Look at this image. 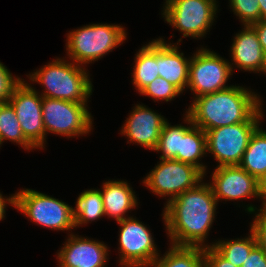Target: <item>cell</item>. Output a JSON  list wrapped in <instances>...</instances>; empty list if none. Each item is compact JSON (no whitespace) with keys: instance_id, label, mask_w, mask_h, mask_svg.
Returning <instances> with one entry per match:
<instances>
[{"instance_id":"obj_21","label":"cell","mask_w":266,"mask_h":267,"mask_svg":"<svg viewBox=\"0 0 266 267\" xmlns=\"http://www.w3.org/2000/svg\"><path fill=\"white\" fill-rule=\"evenodd\" d=\"M168 249L150 267H206L203 247L170 244Z\"/></svg>"},{"instance_id":"obj_27","label":"cell","mask_w":266,"mask_h":267,"mask_svg":"<svg viewBox=\"0 0 266 267\" xmlns=\"http://www.w3.org/2000/svg\"><path fill=\"white\" fill-rule=\"evenodd\" d=\"M140 95L148 96L158 101H172L174 98L182 94V92L173 84L169 83L162 77H157L147 86H145L140 92Z\"/></svg>"},{"instance_id":"obj_14","label":"cell","mask_w":266,"mask_h":267,"mask_svg":"<svg viewBox=\"0 0 266 267\" xmlns=\"http://www.w3.org/2000/svg\"><path fill=\"white\" fill-rule=\"evenodd\" d=\"M56 253L58 267H106L109 259V248L103 241L72 232Z\"/></svg>"},{"instance_id":"obj_36","label":"cell","mask_w":266,"mask_h":267,"mask_svg":"<svg viewBox=\"0 0 266 267\" xmlns=\"http://www.w3.org/2000/svg\"><path fill=\"white\" fill-rule=\"evenodd\" d=\"M260 7V20H266V0H258Z\"/></svg>"},{"instance_id":"obj_30","label":"cell","mask_w":266,"mask_h":267,"mask_svg":"<svg viewBox=\"0 0 266 267\" xmlns=\"http://www.w3.org/2000/svg\"><path fill=\"white\" fill-rule=\"evenodd\" d=\"M23 80L18 76H13L10 70L0 62V103L9 102L15 89Z\"/></svg>"},{"instance_id":"obj_32","label":"cell","mask_w":266,"mask_h":267,"mask_svg":"<svg viewBox=\"0 0 266 267\" xmlns=\"http://www.w3.org/2000/svg\"><path fill=\"white\" fill-rule=\"evenodd\" d=\"M241 267H266V251L257 244Z\"/></svg>"},{"instance_id":"obj_34","label":"cell","mask_w":266,"mask_h":267,"mask_svg":"<svg viewBox=\"0 0 266 267\" xmlns=\"http://www.w3.org/2000/svg\"><path fill=\"white\" fill-rule=\"evenodd\" d=\"M7 204L8 206L11 205V207H15V194L5 197L0 192V221L5 218Z\"/></svg>"},{"instance_id":"obj_25","label":"cell","mask_w":266,"mask_h":267,"mask_svg":"<svg viewBox=\"0 0 266 267\" xmlns=\"http://www.w3.org/2000/svg\"><path fill=\"white\" fill-rule=\"evenodd\" d=\"M247 237L235 238L225 241L216 240L209 243L208 246H213L225 259L237 267H241L251 250L257 245L256 237L250 229Z\"/></svg>"},{"instance_id":"obj_37","label":"cell","mask_w":266,"mask_h":267,"mask_svg":"<svg viewBox=\"0 0 266 267\" xmlns=\"http://www.w3.org/2000/svg\"><path fill=\"white\" fill-rule=\"evenodd\" d=\"M264 74V75H266V53H265V57H264V66H263V70H262V72H261V74Z\"/></svg>"},{"instance_id":"obj_8","label":"cell","mask_w":266,"mask_h":267,"mask_svg":"<svg viewBox=\"0 0 266 267\" xmlns=\"http://www.w3.org/2000/svg\"><path fill=\"white\" fill-rule=\"evenodd\" d=\"M87 104L42 97L45 134L75 138L91 133L93 116L88 111Z\"/></svg>"},{"instance_id":"obj_28","label":"cell","mask_w":266,"mask_h":267,"mask_svg":"<svg viewBox=\"0 0 266 267\" xmlns=\"http://www.w3.org/2000/svg\"><path fill=\"white\" fill-rule=\"evenodd\" d=\"M230 9L234 12L241 25H253L260 21V7L258 0H229Z\"/></svg>"},{"instance_id":"obj_11","label":"cell","mask_w":266,"mask_h":267,"mask_svg":"<svg viewBox=\"0 0 266 267\" xmlns=\"http://www.w3.org/2000/svg\"><path fill=\"white\" fill-rule=\"evenodd\" d=\"M118 263L122 267H150L160 255L149 227L133 216L117 222Z\"/></svg>"},{"instance_id":"obj_23","label":"cell","mask_w":266,"mask_h":267,"mask_svg":"<svg viewBox=\"0 0 266 267\" xmlns=\"http://www.w3.org/2000/svg\"><path fill=\"white\" fill-rule=\"evenodd\" d=\"M74 207L75 228L105 216L100 189H87L79 194ZM80 226V227H79Z\"/></svg>"},{"instance_id":"obj_31","label":"cell","mask_w":266,"mask_h":267,"mask_svg":"<svg viewBox=\"0 0 266 267\" xmlns=\"http://www.w3.org/2000/svg\"><path fill=\"white\" fill-rule=\"evenodd\" d=\"M206 267H237L225 259L213 246L204 247Z\"/></svg>"},{"instance_id":"obj_6","label":"cell","mask_w":266,"mask_h":267,"mask_svg":"<svg viewBox=\"0 0 266 267\" xmlns=\"http://www.w3.org/2000/svg\"><path fill=\"white\" fill-rule=\"evenodd\" d=\"M262 107L246 122L206 131L207 153L219 166L239 165L254 131L261 126L265 114Z\"/></svg>"},{"instance_id":"obj_19","label":"cell","mask_w":266,"mask_h":267,"mask_svg":"<svg viewBox=\"0 0 266 267\" xmlns=\"http://www.w3.org/2000/svg\"><path fill=\"white\" fill-rule=\"evenodd\" d=\"M132 84L138 93L154 79L159 77L157 64V39L143 45L134 58Z\"/></svg>"},{"instance_id":"obj_35","label":"cell","mask_w":266,"mask_h":267,"mask_svg":"<svg viewBox=\"0 0 266 267\" xmlns=\"http://www.w3.org/2000/svg\"><path fill=\"white\" fill-rule=\"evenodd\" d=\"M259 197L262 201L261 207H266V174L259 181Z\"/></svg>"},{"instance_id":"obj_24","label":"cell","mask_w":266,"mask_h":267,"mask_svg":"<svg viewBox=\"0 0 266 267\" xmlns=\"http://www.w3.org/2000/svg\"><path fill=\"white\" fill-rule=\"evenodd\" d=\"M182 124L171 125L166 121L160 132L158 145L154 151L162 153L159 157L161 160L174 159L180 153L181 138L194 126L190 117L185 114ZM189 125V126H188Z\"/></svg>"},{"instance_id":"obj_10","label":"cell","mask_w":266,"mask_h":267,"mask_svg":"<svg viewBox=\"0 0 266 267\" xmlns=\"http://www.w3.org/2000/svg\"><path fill=\"white\" fill-rule=\"evenodd\" d=\"M206 47L201 46L190 59L187 89L195 94L193 98L230 87L226 86L233 75L230 62Z\"/></svg>"},{"instance_id":"obj_20","label":"cell","mask_w":266,"mask_h":267,"mask_svg":"<svg viewBox=\"0 0 266 267\" xmlns=\"http://www.w3.org/2000/svg\"><path fill=\"white\" fill-rule=\"evenodd\" d=\"M206 154V132L197 126H193L181 138L180 153L174 160L193 165L206 176L207 166L200 162Z\"/></svg>"},{"instance_id":"obj_1","label":"cell","mask_w":266,"mask_h":267,"mask_svg":"<svg viewBox=\"0 0 266 267\" xmlns=\"http://www.w3.org/2000/svg\"><path fill=\"white\" fill-rule=\"evenodd\" d=\"M217 205L211 185L203 181L165 204L162 220L170 244L207 247Z\"/></svg>"},{"instance_id":"obj_5","label":"cell","mask_w":266,"mask_h":267,"mask_svg":"<svg viewBox=\"0 0 266 267\" xmlns=\"http://www.w3.org/2000/svg\"><path fill=\"white\" fill-rule=\"evenodd\" d=\"M14 208L31 222L54 231H72L75 228L74 207L40 191L18 190Z\"/></svg>"},{"instance_id":"obj_26","label":"cell","mask_w":266,"mask_h":267,"mask_svg":"<svg viewBox=\"0 0 266 267\" xmlns=\"http://www.w3.org/2000/svg\"><path fill=\"white\" fill-rule=\"evenodd\" d=\"M11 141L24 150L36 148L24 137L15 110L10 102L0 103V142Z\"/></svg>"},{"instance_id":"obj_15","label":"cell","mask_w":266,"mask_h":267,"mask_svg":"<svg viewBox=\"0 0 266 267\" xmlns=\"http://www.w3.org/2000/svg\"><path fill=\"white\" fill-rule=\"evenodd\" d=\"M167 119L144 104H136L122 125L121 135L127 143L139 144L154 151L158 145L160 132Z\"/></svg>"},{"instance_id":"obj_9","label":"cell","mask_w":266,"mask_h":267,"mask_svg":"<svg viewBox=\"0 0 266 267\" xmlns=\"http://www.w3.org/2000/svg\"><path fill=\"white\" fill-rule=\"evenodd\" d=\"M205 175L193 165L174 159L161 160L143 179V184L159 197H167L166 204L183 192L195 188Z\"/></svg>"},{"instance_id":"obj_16","label":"cell","mask_w":266,"mask_h":267,"mask_svg":"<svg viewBox=\"0 0 266 267\" xmlns=\"http://www.w3.org/2000/svg\"><path fill=\"white\" fill-rule=\"evenodd\" d=\"M233 37L230 47L231 68L237 67L241 71L260 73L264 66L265 54L259 42L255 29L250 25H244ZM233 62V63H232Z\"/></svg>"},{"instance_id":"obj_12","label":"cell","mask_w":266,"mask_h":267,"mask_svg":"<svg viewBox=\"0 0 266 267\" xmlns=\"http://www.w3.org/2000/svg\"><path fill=\"white\" fill-rule=\"evenodd\" d=\"M39 93L31 83L23 80L9 102L15 110L24 137L36 149H43L47 136L42 118V96Z\"/></svg>"},{"instance_id":"obj_29","label":"cell","mask_w":266,"mask_h":267,"mask_svg":"<svg viewBox=\"0 0 266 267\" xmlns=\"http://www.w3.org/2000/svg\"><path fill=\"white\" fill-rule=\"evenodd\" d=\"M245 208L247 213H255L253 222L250 224V229L256 237L257 244L266 251V207H260V209H258L252 204H248Z\"/></svg>"},{"instance_id":"obj_2","label":"cell","mask_w":266,"mask_h":267,"mask_svg":"<svg viewBox=\"0 0 266 267\" xmlns=\"http://www.w3.org/2000/svg\"><path fill=\"white\" fill-rule=\"evenodd\" d=\"M259 94L243 86L230 87L194 98L186 110L194 126L204 132L248 121L261 107Z\"/></svg>"},{"instance_id":"obj_7","label":"cell","mask_w":266,"mask_h":267,"mask_svg":"<svg viewBox=\"0 0 266 267\" xmlns=\"http://www.w3.org/2000/svg\"><path fill=\"white\" fill-rule=\"evenodd\" d=\"M161 15L182 37L203 38L210 32L218 11L216 0H164Z\"/></svg>"},{"instance_id":"obj_13","label":"cell","mask_w":266,"mask_h":267,"mask_svg":"<svg viewBox=\"0 0 266 267\" xmlns=\"http://www.w3.org/2000/svg\"><path fill=\"white\" fill-rule=\"evenodd\" d=\"M209 182L214 196L224 201H239L259 197V181L239 165L219 166L215 168Z\"/></svg>"},{"instance_id":"obj_22","label":"cell","mask_w":266,"mask_h":267,"mask_svg":"<svg viewBox=\"0 0 266 267\" xmlns=\"http://www.w3.org/2000/svg\"><path fill=\"white\" fill-rule=\"evenodd\" d=\"M239 166L258 181L266 174V130L262 127L254 131Z\"/></svg>"},{"instance_id":"obj_4","label":"cell","mask_w":266,"mask_h":267,"mask_svg":"<svg viewBox=\"0 0 266 267\" xmlns=\"http://www.w3.org/2000/svg\"><path fill=\"white\" fill-rule=\"evenodd\" d=\"M66 36L65 50L68 57L65 58L84 66L98 61L122 45L127 33L120 24L101 22L74 29Z\"/></svg>"},{"instance_id":"obj_17","label":"cell","mask_w":266,"mask_h":267,"mask_svg":"<svg viewBox=\"0 0 266 267\" xmlns=\"http://www.w3.org/2000/svg\"><path fill=\"white\" fill-rule=\"evenodd\" d=\"M166 42L165 39L157 38V64L159 77L166 79L176 86L182 93L186 91L189 77L190 59L179 50V43Z\"/></svg>"},{"instance_id":"obj_33","label":"cell","mask_w":266,"mask_h":267,"mask_svg":"<svg viewBox=\"0 0 266 267\" xmlns=\"http://www.w3.org/2000/svg\"><path fill=\"white\" fill-rule=\"evenodd\" d=\"M251 26L255 29L258 35V38H259V42L265 54L266 53V20H260Z\"/></svg>"},{"instance_id":"obj_18","label":"cell","mask_w":266,"mask_h":267,"mask_svg":"<svg viewBox=\"0 0 266 267\" xmlns=\"http://www.w3.org/2000/svg\"><path fill=\"white\" fill-rule=\"evenodd\" d=\"M129 184L127 181L114 179L102 184L100 192L105 217L114 218L116 222L131 217L126 213L138 207L139 203L135 191Z\"/></svg>"},{"instance_id":"obj_3","label":"cell","mask_w":266,"mask_h":267,"mask_svg":"<svg viewBox=\"0 0 266 267\" xmlns=\"http://www.w3.org/2000/svg\"><path fill=\"white\" fill-rule=\"evenodd\" d=\"M87 71L85 66L58 57L26 77L32 84L42 85V97L87 103L93 91Z\"/></svg>"}]
</instances>
